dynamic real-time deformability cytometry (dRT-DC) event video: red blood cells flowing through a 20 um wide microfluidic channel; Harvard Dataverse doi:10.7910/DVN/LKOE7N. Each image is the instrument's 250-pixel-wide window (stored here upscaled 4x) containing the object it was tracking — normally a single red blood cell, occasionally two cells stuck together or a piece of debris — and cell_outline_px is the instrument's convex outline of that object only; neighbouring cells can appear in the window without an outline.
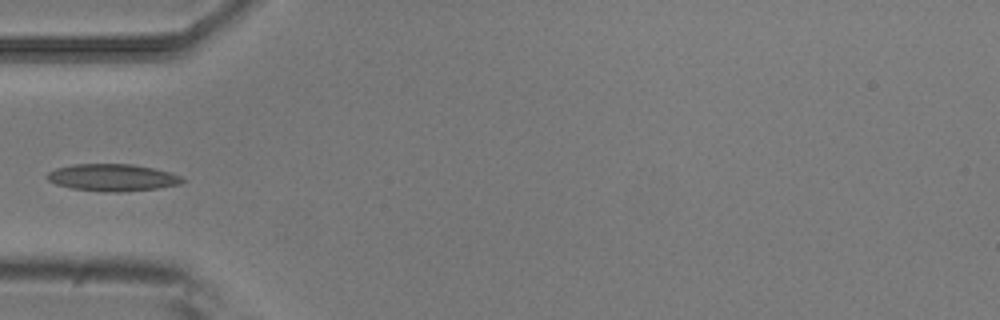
{"species": "common noctule bat (a hibernating species)", "species_latin": "Nyctalus noctula", "temperature_condition": "room temperature", "stored_images_in_passage": 6, "camera_frame_rate_fps": 3000, "um_per_image_px": 0.085, "animal": {"sex": "male", "body_mass_g": 20.5, "forearm_length_mm": 52.5}, "frame": {"image": 1, "passage_image": 4, "time_ms": 1.0, "image_size_px": [1000, 320], "cell_outline_px": [[184, 180], [180, 184], [156, 188], [120, 192], [108, 192], [72, 188], [56, 184], [48, 180], [44, 176], [48, 172], [56, 168], [72, 164], [132, 164], [172, 172], [180, 176]], "centroid_in_image_um": [9.53, 15.08], "position_along_channel_um": 75.5, "area_um2": 21.27}}
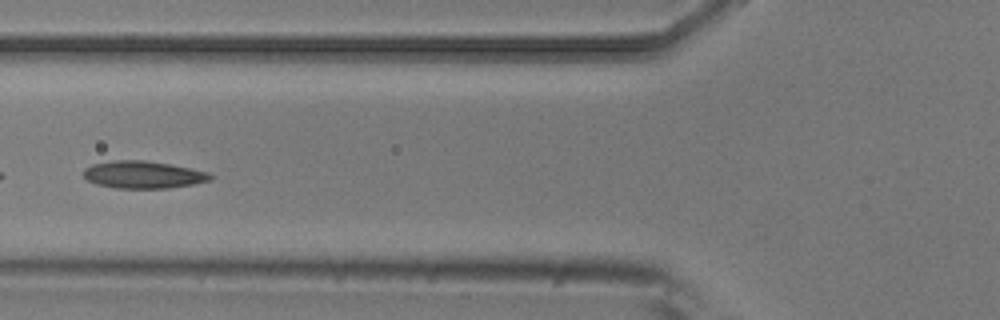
{"frame": {"image": 2, "passage_image": 5, "time_ms": 1.333, "image_size_px": [1000, 320], "cell_outline_px": [[216, 176], [212, 180], [192, 184], [168, 188], [116, 188], [96, 184], [88, 180], [84, 176], [84, 168], [92, 164], [116, 160], [144, 160], [168, 164], [188, 168], [204, 172]], "centroid_in_image_um": [12.15, 14.85], "position_along_channel_um": 113.6, "area_um2": 20.0}}
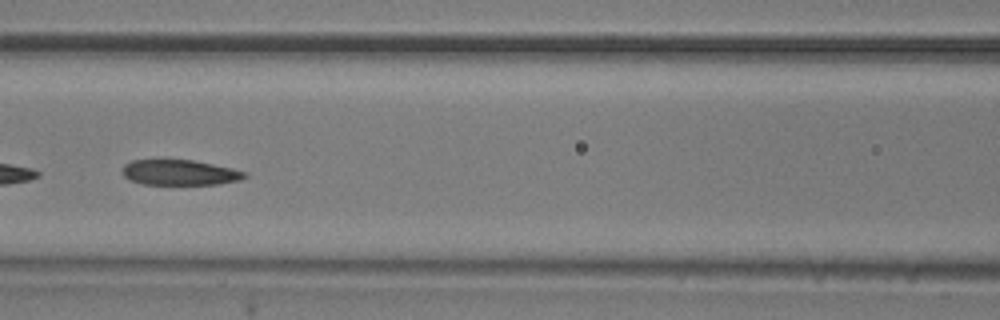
{"frame": {"image": 3, "passage_image": 6, "time_ms": 1.667, "image_size_px": [1000, 320], "cell_outline_px": [[248, 176], [240, 180], [220, 184], [144, 184], [132, 180], [124, 176], [124, 164], [132, 160], [192, 160], [232, 168], [248, 172]], "centroid_in_image_um": [15.34, 14.66], "position_along_channel_um": 151.3, "area_um2": 17.92}}